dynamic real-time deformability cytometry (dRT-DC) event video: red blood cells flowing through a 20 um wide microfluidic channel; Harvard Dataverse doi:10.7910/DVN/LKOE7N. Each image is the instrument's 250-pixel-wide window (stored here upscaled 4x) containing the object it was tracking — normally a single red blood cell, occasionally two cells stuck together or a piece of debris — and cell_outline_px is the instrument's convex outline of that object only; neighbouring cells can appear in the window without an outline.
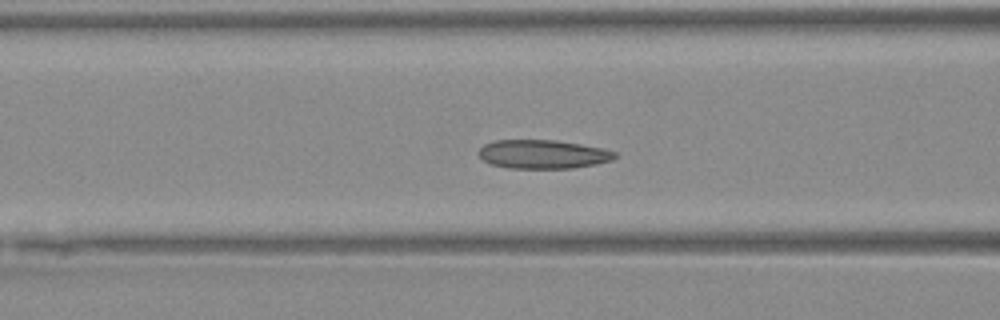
{"species": "Egyptian fruit bat (a non-hibernating species)", "species_latin": "Rousettus aegyptiacus", "temperature_condition": "warm", "stored_images_in_passage": 49, "camera_frame_rate_fps": 3000, "um_per_image_px": 0.085, "animal": {"sex": "female"}, "frame": {"image": 1, "passage_image": 19, "time_ms": 6.0, "image_size_px": [1000, 320], "cell_outline_px": [[616, 156], [612, 160], [596, 164], [572, 168], [508, 168], [492, 164], [484, 160], [476, 152], [484, 144], [496, 140], [556, 140], [604, 148], [616, 152]], "centroid_in_image_um": [46.15, 13.1], "position_along_channel_um": 120.5, "area_um2": 22.83}}
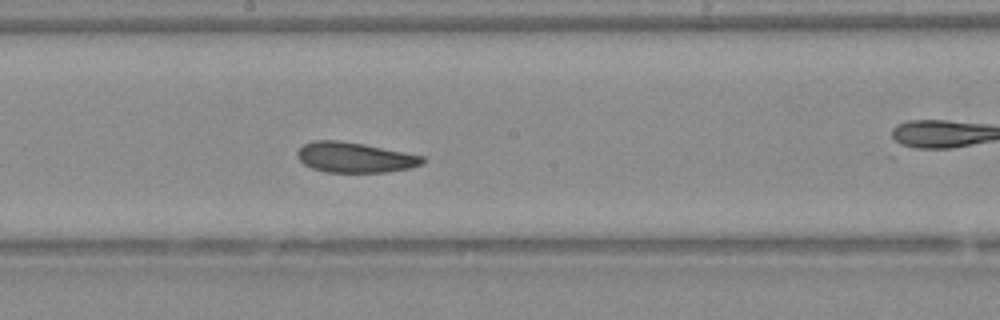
{"frame": {"image": 2, "passage_image": 26, "time_ms": 8.333, "image_size_px": [1000, 320], "cell_outline_px": [[424, 164], [412, 168], [388, 172], [328, 172], [312, 168], [304, 164], [296, 156], [296, 152], [304, 144], [312, 140], [336, 140], [364, 144], [424, 156]], "centroid_in_image_um": [30.17, 13.38], "position_along_channel_um": 218.0, "area_um2": 22.14}}
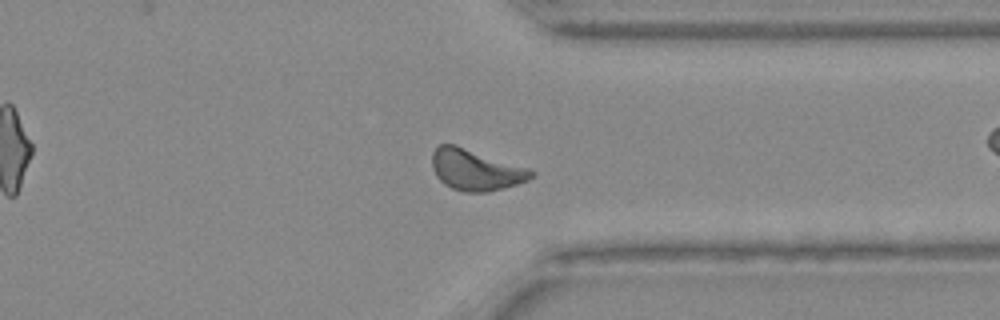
{"frame": {"image": 3, "passage_image": 37, "time_ms": 12.0, "image_size_px": [1000, 320], "cell_outline_px": [[536, 176], [528, 180], [504, 188], [488, 192], [464, 192], [452, 188], [444, 184], [436, 176], [432, 168], [432, 152], [440, 144], [456, 144], [528, 168], [536, 172]], "centroid_in_image_um": [40.44, 14.44], "position_along_channel_um": 371.0, "area_um2": 23.87}}